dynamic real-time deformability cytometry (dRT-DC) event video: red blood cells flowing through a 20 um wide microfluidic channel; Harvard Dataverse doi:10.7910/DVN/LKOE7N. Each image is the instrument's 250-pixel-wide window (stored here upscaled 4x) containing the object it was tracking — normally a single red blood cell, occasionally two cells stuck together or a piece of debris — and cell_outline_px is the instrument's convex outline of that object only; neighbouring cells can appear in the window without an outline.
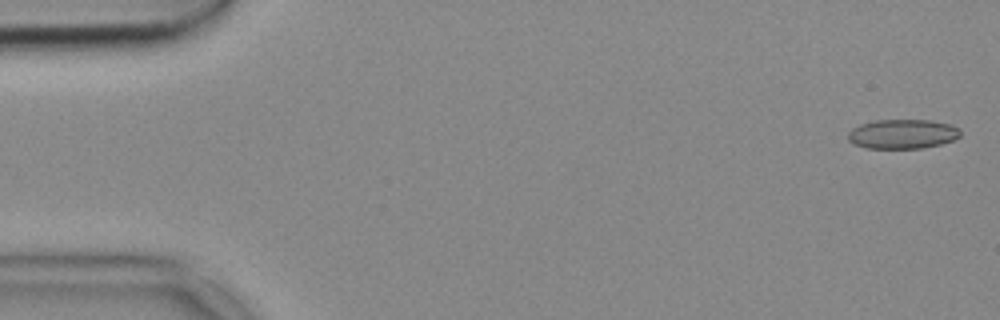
{"species": "common noctule bat (a hibernating species)", "species_latin": "Nyctalus noctula", "temperature_condition": "cold", "stored_images_in_passage": 14, "camera_frame_rate_fps": 3000, "um_per_image_px": 0.085, "animal": {"sex": "female", "body_mass_g": 18.4}, "frame": {"image": 1, "passage_image": 2, "time_ms": 0.333, "image_size_px": [1000, 320], "cell_outline_px": [[960, 136], [952, 140], [940, 144], [920, 148], [868, 148], [856, 144], [848, 140], [848, 132], [852, 128], [860, 124], [872, 120], [932, 120], [952, 124], [960, 128]], "centroid_in_image_um": [76.73, 11.37], "position_along_channel_um": 8.3, "area_um2": 19.31}}